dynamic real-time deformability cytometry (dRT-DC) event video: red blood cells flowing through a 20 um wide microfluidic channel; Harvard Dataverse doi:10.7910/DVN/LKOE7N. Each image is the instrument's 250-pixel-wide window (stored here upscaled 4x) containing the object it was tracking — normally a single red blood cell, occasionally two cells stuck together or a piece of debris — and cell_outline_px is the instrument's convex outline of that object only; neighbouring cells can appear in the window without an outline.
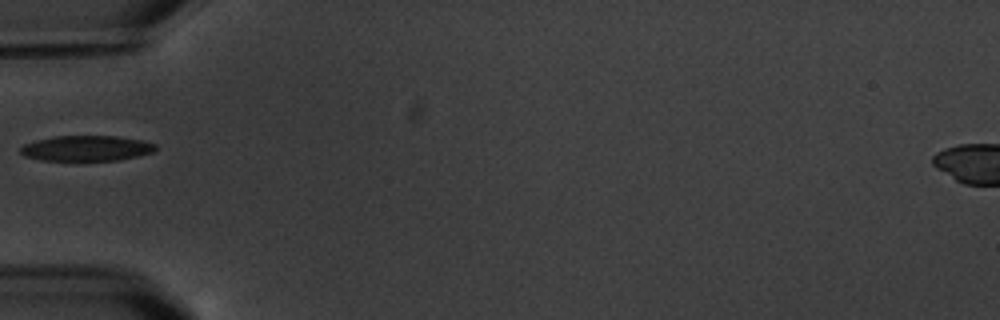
{"species": "common noctule bat (a hibernating species)", "species_latin": "Nyctalus noctula", "temperature_condition": "warm", "stored_images_in_passage": 1, "camera_frame_rate_fps": 3000, "um_per_image_px": 0.085, "animal": {"sex": "male", "body_mass_g": 20.1, "forearm_length_mm": 53.5}, "frame": {"image": 1, "passage_image": 1, "time_ms": 0.0, "image_size_px": [1000, 320], "cell_outline_px": [[156, 148], [152, 152], [120, 160], [40, 160], [24, 156], [20, 152], [20, 148], [24, 144], [36, 140], [56, 136], [116, 136], [144, 140], [156, 144]], "centroid_in_image_um": [7.34, 12.6], "position_along_channel_um": 77.7, "area_um2": 19.94}}